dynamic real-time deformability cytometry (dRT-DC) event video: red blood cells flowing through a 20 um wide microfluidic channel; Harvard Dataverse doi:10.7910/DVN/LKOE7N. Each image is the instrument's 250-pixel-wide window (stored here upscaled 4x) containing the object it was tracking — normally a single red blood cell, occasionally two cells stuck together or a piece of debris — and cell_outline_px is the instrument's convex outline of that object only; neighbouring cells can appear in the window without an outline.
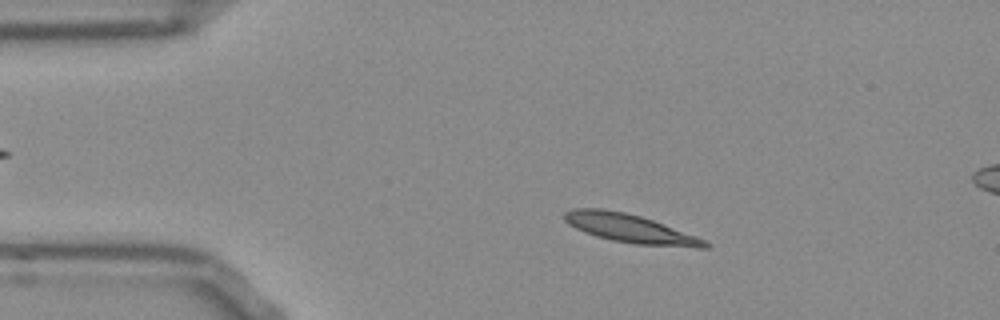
{"species": "Egyptian fruit bat (a non-hibernating species)", "species_latin": "Rousettus aegyptiacus", "temperature_condition": "room temperature", "stored_images_in_passage": 14, "camera_frame_rate_fps": 3000, "um_per_image_px": 0.085, "frame": {"image": 1, "passage_image": 8, "time_ms": 2.333, "image_size_px": [1000, 320], "cell_outline_px": [[708, 248], [696, 248], [636, 244], [612, 240], [596, 236], [584, 232], [568, 224], [564, 220], [564, 212], [572, 208], [600, 208], [624, 212], [640, 216], [664, 224], [696, 236], [704, 240], [708, 244]], "centroid_in_image_um": [53.52, 19.42], "position_along_channel_um": 31.5, "area_um2": 23.24}}